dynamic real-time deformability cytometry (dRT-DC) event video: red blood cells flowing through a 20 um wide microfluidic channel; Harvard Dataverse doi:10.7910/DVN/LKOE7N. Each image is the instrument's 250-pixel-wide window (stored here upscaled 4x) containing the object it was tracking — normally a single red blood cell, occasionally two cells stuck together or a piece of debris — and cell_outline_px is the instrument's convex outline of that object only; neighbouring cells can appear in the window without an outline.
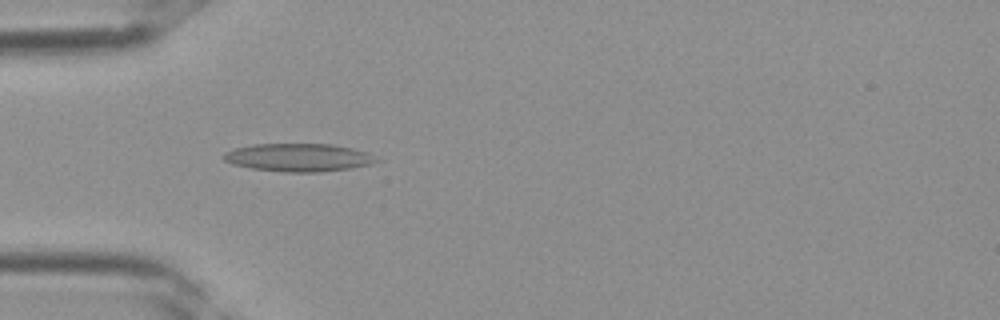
{"species": "Egyptian fruit bat (a non-hibernating species)", "species_latin": "Rousettus aegyptiacus", "temperature_condition": "room temperature", "stored_images_in_passage": 37, "camera_frame_rate_fps": 3000, "um_per_image_px": 0.085, "frame": {"image": 1, "passage_image": 11, "time_ms": 3.333, "image_size_px": [1000, 320], "cell_outline_px": [[380, 160], [372, 164], [352, 168], [320, 172], [284, 172], [252, 168], [232, 164], [224, 160], [224, 152], [232, 148], [252, 144], [332, 144], [352, 148], [368, 152]], "centroid_in_image_um": [25.38, 13.38], "position_along_channel_um": 59.6, "area_um2": 25.09}}
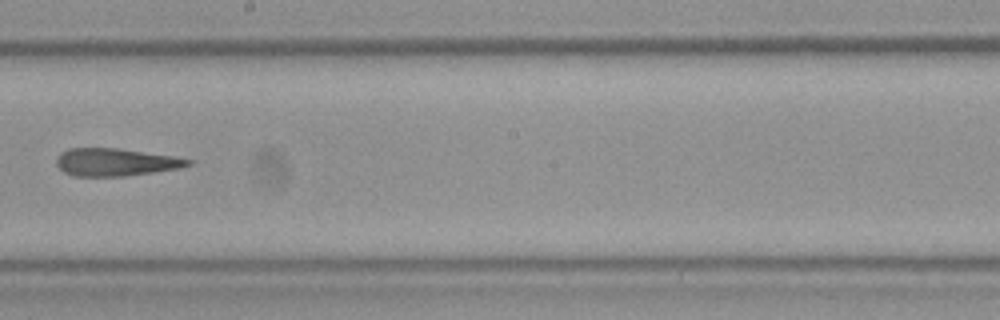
{"frame": {"image": 2, "passage_image": 21, "time_ms": 6.667, "image_size_px": [1000, 320], "cell_outline_px": [[196, 160], [192, 164], [180, 168], [124, 176], [72, 176], [64, 172], [56, 164], [56, 156], [60, 152], [68, 148], [120, 148], [176, 156]], "centroid_in_image_um": [9.85, 13.77], "position_along_channel_um": 238.4, "area_um2": 21.5}}
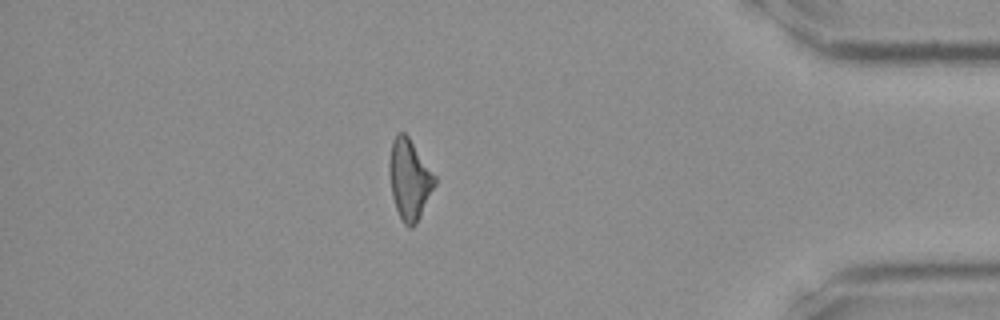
{"frame": {"image": 3, "passage_image": 32, "time_ms": 10.333, "image_size_px": [1000, 320], "cell_outline_px": [[436, 184], [416, 224], [412, 228], [408, 228], [400, 220], [392, 196], [388, 172], [388, 164], [392, 140], [400, 132], [404, 132], [408, 136], [436, 176]], "centroid_in_image_um": [34.79, 15.27], "position_along_channel_um": 400.4, "area_um2": 21.39}}